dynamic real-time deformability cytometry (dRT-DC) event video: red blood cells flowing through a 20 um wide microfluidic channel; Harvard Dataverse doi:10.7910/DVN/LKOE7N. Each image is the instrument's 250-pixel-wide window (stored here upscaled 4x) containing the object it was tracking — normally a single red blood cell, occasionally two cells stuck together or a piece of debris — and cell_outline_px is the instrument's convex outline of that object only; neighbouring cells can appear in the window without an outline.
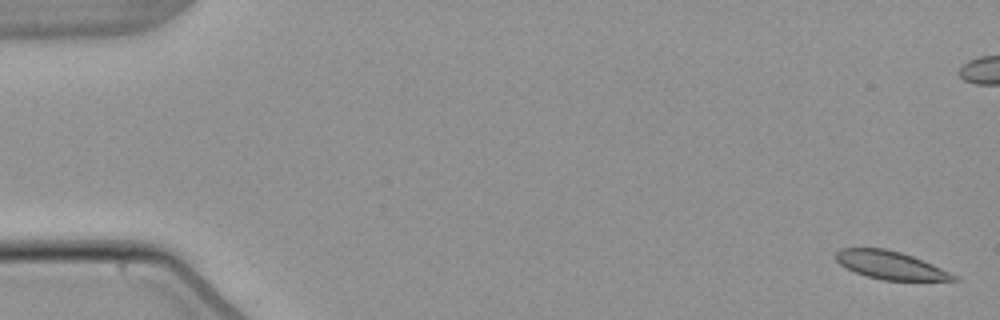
{"species": "common noctule bat (a hibernating species)", "species_latin": "Nyctalus noctula", "temperature_condition": "warm", "stored_images_in_passage": 4, "camera_frame_rate_fps": 3000, "um_per_image_px": 0.085, "animal": {"sex": "male", "body_mass_g": 21.5, "forearm_length_mm": 52.0}, "frame": {"image": 1, "passage_image": 1, "time_ms": 0.0, "image_size_px": [1000, 320], "cell_outline_px": [[960, 280], [884, 280], [864, 276], [840, 264], [836, 260], [836, 252], [840, 248], [884, 248], [900, 252], [912, 256], [932, 264], [956, 276]], "centroid_in_image_um": [75.64, 22.53], "position_along_channel_um": 9.4, "area_um2": 18.9}}